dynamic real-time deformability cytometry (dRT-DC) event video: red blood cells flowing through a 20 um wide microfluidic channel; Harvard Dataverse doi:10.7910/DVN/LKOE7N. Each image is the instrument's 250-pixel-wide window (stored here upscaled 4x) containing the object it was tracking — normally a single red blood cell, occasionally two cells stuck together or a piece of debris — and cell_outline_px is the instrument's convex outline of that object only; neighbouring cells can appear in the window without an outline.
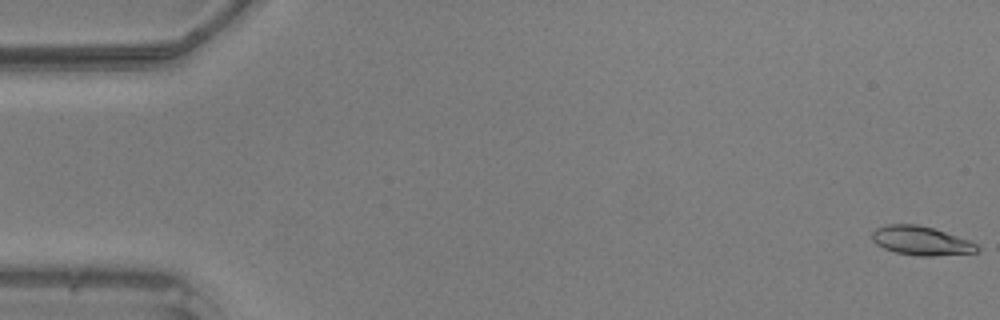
{"species": "common noctule bat (a hibernating species)", "species_latin": "Nyctalus noctula", "temperature_condition": "warm", "stored_images_in_passage": 49, "camera_frame_rate_fps": 3000, "um_per_image_px": 0.085, "animal": {"sex": "male", "body_mass_g": 20.5, "forearm_length_mm": 52.5}, "frame": {"image": 1, "passage_image": 1, "time_ms": 0.0, "image_size_px": [1000, 320], "cell_outline_px": [[980, 248], [976, 252], [932, 256], [916, 256], [896, 252], [884, 248], [876, 244], [872, 240], [872, 232], [876, 228], [888, 224], [916, 224], [932, 228], [968, 240], [976, 244]], "centroid_in_image_um": [78.25, 20.46], "position_along_channel_um": 6.7, "area_um2": 17.51}}
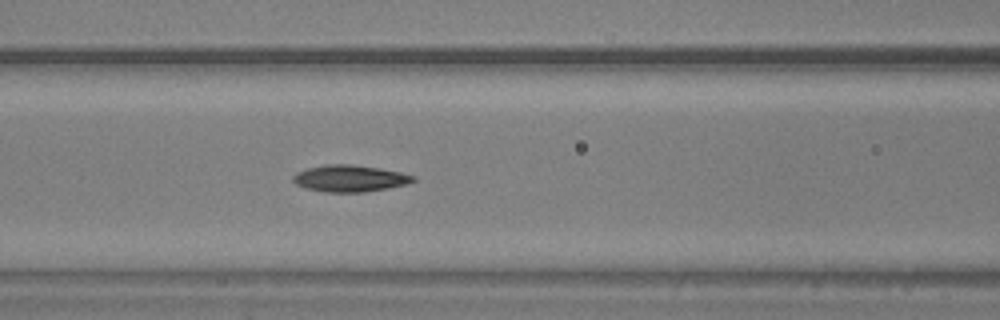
{"frame": {"image": 2, "passage_image": 21, "time_ms": 6.667, "image_size_px": [1000, 320], "cell_outline_px": [[416, 180], [408, 184], [388, 188], [364, 192], [324, 192], [304, 188], [296, 184], [292, 180], [292, 176], [296, 172], [308, 168], [324, 164], [352, 164], [380, 168], [400, 172], [416, 176]], "centroid_in_image_um": [29.73, 15.16], "position_along_channel_um": 136.9, "area_um2": 18.9}}
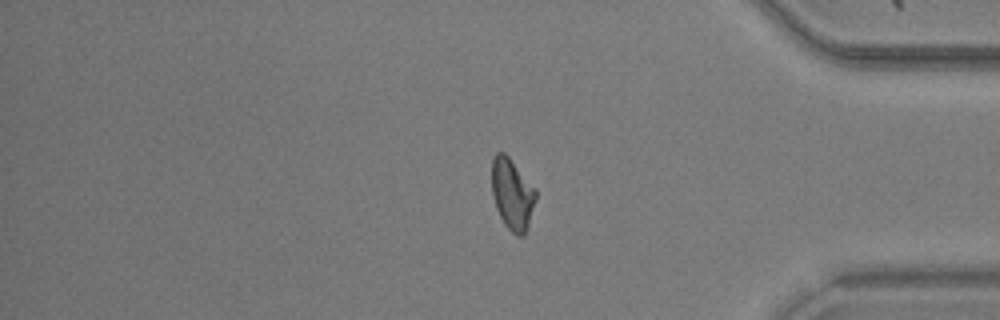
{"frame": {"image": 3, "passage_image": 41, "time_ms": 13.333, "image_size_px": [1000, 320], "cell_outline_px": [[536, 200], [524, 236], [516, 236], [504, 224], [496, 208], [492, 196], [492, 160], [496, 152], [504, 152], [508, 156], [536, 188]], "centroid_in_image_um": [43.54, 16.49], "position_along_channel_um": 391.7, "area_um2": 18.26}}